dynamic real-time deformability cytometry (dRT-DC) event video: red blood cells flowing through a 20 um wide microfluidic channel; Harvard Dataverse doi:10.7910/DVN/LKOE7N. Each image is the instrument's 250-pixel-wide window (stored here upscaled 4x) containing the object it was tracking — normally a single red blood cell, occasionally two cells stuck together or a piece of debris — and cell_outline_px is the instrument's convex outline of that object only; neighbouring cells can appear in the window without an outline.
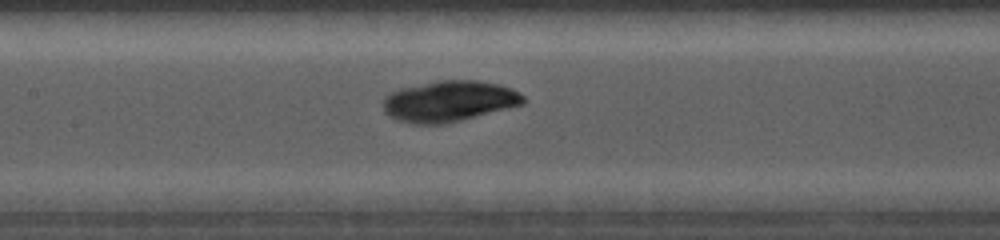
{"species": "common noctule bat (a hibernating species)", "species_latin": "Nyctalus noctula", "temperature_condition": "cold", "stored_images_in_passage": 23, "camera_frame_rate_fps": 5000, "um_per_image_px": 0.085, "animal": {"sex": "female", "body_mass_g": 19.0, "forearm_length_mm": 56.7}, "frame": {"image": 1, "passage_image": 10, "time_ms": 6.2, "image_size_px": [1000, 240], "cell_outline_px": [[524, 104], [444, 124], [412, 124], [396, 120], [384, 112], [384, 96], [388, 92], [400, 88], [436, 80], [476, 80], [496, 84], [512, 88], [520, 92], [524, 96]], "centroid_in_image_um": [38.14, 8.59], "position_along_channel_um": 169.3, "area_um2": 33.52}}
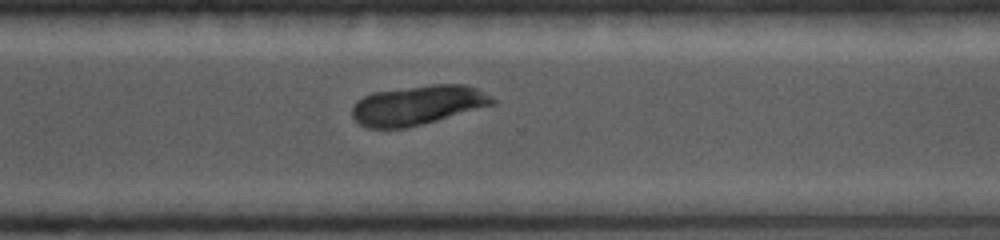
{"frame": {"image": 2, "passage_image": 17, "time_ms": 9.8, "image_size_px": [1000, 240], "cell_outline_px": [[496, 104], [424, 124], [408, 128], [368, 128], [360, 124], [352, 116], [352, 108], [356, 100], [372, 92], [432, 84], [468, 84], [492, 96], [496, 100]], "centroid_in_image_um": [35.53, 8.93], "position_along_channel_um": 335.1, "area_um2": 32.54}}
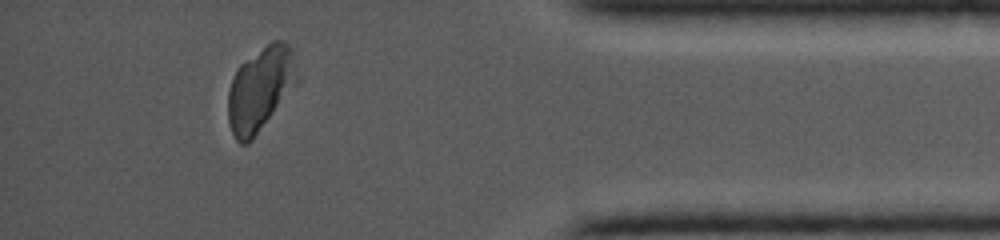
{"frame": {"image": 3, "passage_image": 22, "time_ms": 12.0, "image_size_px": [1000, 240], "cell_outline_px": [[296, 84], [252, 140], [248, 144], [240, 144], [236, 140], [232, 132], [228, 120], [228, 92], [232, 80], [240, 64], [244, 60], [272, 40], [280, 40], [288, 44], [292, 52], [296, 80]], "centroid_in_image_um": [22.08, 7.57], "position_along_channel_um": 413.1, "area_um2": 33.12}}